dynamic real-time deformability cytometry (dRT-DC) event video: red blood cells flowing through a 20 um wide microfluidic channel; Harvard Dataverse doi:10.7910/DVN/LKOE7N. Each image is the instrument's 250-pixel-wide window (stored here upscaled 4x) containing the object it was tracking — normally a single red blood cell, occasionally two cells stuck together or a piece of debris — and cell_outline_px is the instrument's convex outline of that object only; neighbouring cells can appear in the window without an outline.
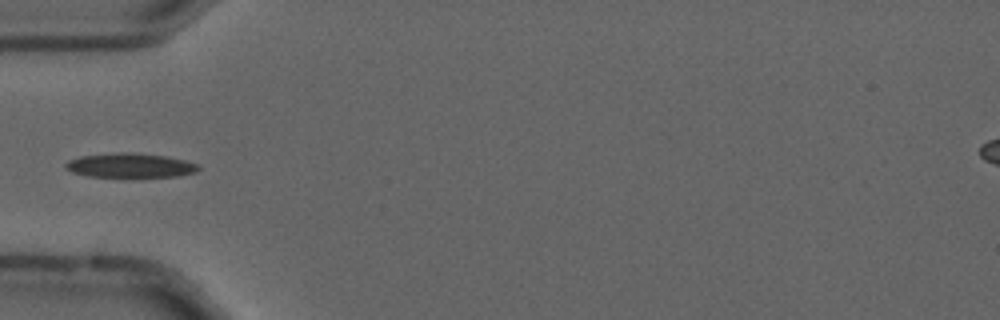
{"species": "common noctule bat (a hibernating species)", "species_latin": "Nyctalus noctula", "temperature_condition": "cold", "stored_images_in_passage": 5, "camera_frame_rate_fps": 3000, "um_per_image_px": 0.085, "animal": {"sex": "male", "forearm_length_mm": 52.5}, "frame": {"image": 1, "passage_image": 5, "time_ms": 1.333, "image_size_px": [1000, 320], "cell_outline_px": [[200, 168], [196, 172], [180, 176], [88, 176], [72, 172], [64, 168], [64, 164], [68, 160], [80, 156], [128, 152], [132, 152], [164, 156], [184, 160], [200, 164]], "centroid_in_image_um": [11.07, 14.05], "position_along_channel_um": 73.9, "area_um2": 18.61}}